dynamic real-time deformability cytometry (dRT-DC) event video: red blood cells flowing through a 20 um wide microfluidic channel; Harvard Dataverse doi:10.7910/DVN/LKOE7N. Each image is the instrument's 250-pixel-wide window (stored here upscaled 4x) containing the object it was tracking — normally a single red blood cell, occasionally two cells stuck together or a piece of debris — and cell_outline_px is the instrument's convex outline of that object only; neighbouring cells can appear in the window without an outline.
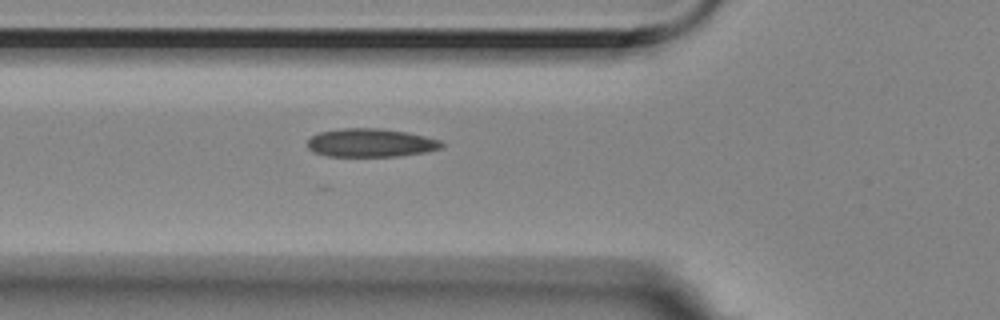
{"species": "Egyptian fruit bat (a non-hibernating species)", "species_latin": "Rousettus aegyptiacus", "temperature_condition": "room temperature", "stored_images_in_passage": 3, "camera_frame_rate_fps": 3000, "um_per_image_px": 0.085, "animal": {"sex": "female"}, "frame": {"image": 1, "passage_image": 3, "time_ms": 0.667, "image_size_px": [1000, 320], "cell_outline_px": [[444, 144], [440, 148], [424, 152], [396, 156], [328, 156], [312, 152], [308, 148], [308, 140], [312, 136], [320, 132], [340, 128], [380, 128], [408, 132], [440, 140]], "centroid_in_image_um": [31.48, 12.13], "position_along_channel_um": 94.3, "area_um2": 22.14}}